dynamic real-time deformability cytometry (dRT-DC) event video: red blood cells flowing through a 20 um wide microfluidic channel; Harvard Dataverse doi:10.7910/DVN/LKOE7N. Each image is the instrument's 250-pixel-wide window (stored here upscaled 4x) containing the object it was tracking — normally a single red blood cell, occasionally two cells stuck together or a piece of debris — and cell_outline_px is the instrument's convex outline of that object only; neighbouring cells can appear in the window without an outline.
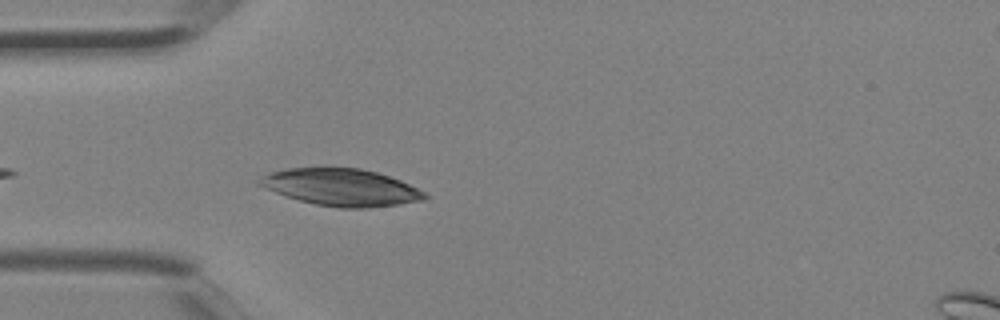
{"species": "Egyptian fruit bat (a non-hibernating species)", "species_latin": "Rousettus aegyptiacus", "temperature_condition": "room temperature", "stored_images_in_passage": 3, "camera_frame_rate_fps": 3000, "um_per_image_px": 0.085, "animal": {"sex": "female"}, "frame": {"image": 1, "passage_image": 3, "time_ms": 0.667, "image_size_px": [1000, 320], "cell_outline_px": [[428, 200], [400, 204], [368, 208], [336, 208], [316, 204], [300, 200], [276, 192], [256, 184], [256, 180], [260, 176], [268, 172], [288, 168], [320, 164], [328, 164], [360, 168], [376, 172], [400, 180], [424, 192], [428, 196]], "centroid_in_image_um": [28.95, 15.87], "position_along_channel_um": 56.1, "area_um2": 36.82}}